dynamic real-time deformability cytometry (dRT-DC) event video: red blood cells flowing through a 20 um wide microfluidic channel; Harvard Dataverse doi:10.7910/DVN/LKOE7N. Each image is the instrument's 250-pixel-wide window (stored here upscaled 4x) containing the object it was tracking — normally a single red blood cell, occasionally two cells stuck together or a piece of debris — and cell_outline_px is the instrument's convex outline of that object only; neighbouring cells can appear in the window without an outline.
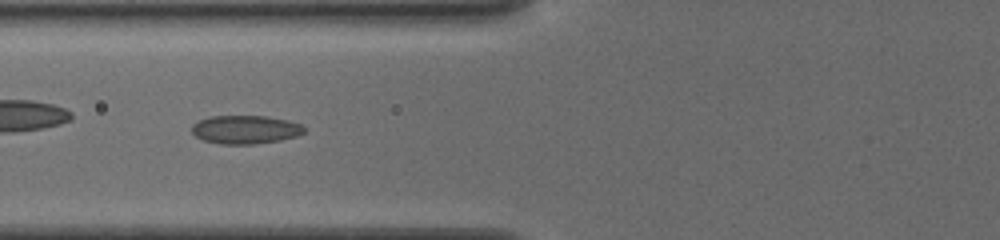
{"species": "common noctule bat (a hibernating species)", "species_latin": "Nyctalus noctula", "temperature_condition": "cold", "stored_images_in_passage": 44, "camera_frame_rate_fps": 3000, "um_per_image_px": 0.085, "animal": {"sex": "female", "body_mass_g": 19.5, "forearm_length_mm": 54.1}, "frame": {"image": 1, "passage_image": 13, "time_ms": 4.0, "image_size_px": [1000, 240], "cell_outline_px": [[304, 132], [296, 136], [280, 140], [256, 144], [220, 144], [204, 140], [196, 136], [192, 132], [192, 124], [200, 120], [212, 116], [264, 116], [288, 120], [300, 124], [304, 128]], "centroid_in_image_um": [20.85, 11.01], "position_along_channel_um": 105.0, "area_um2": 18.5}}
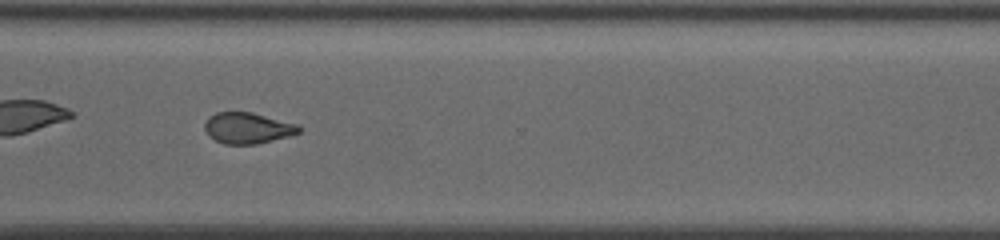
{"frame": {"image": 2, "passage_image": 32, "time_ms": 10.333, "image_size_px": [1000, 240], "cell_outline_px": [[300, 132], [288, 136], [256, 144], [224, 144], [208, 136], [204, 128], [204, 124], [216, 112], [252, 112], [300, 124]], "centroid_in_image_um": [21.07, 10.88], "position_along_channel_um": 349.5, "area_um2": 16.99}}
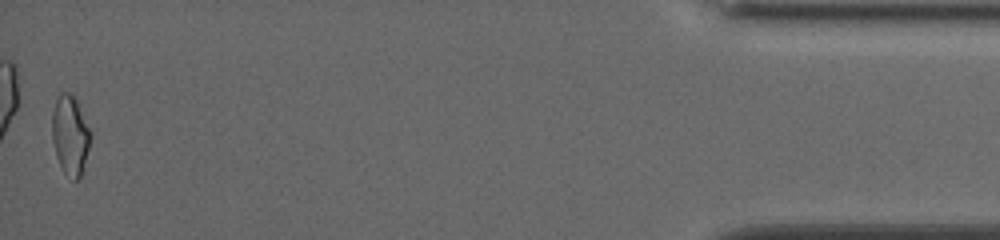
{"frame": {"image": 3, "passage_image": 44, "time_ms": 14.333, "image_size_px": [1000, 240], "cell_outline_px": [[92, 136], [80, 176], [76, 180], [72, 180], [64, 172], [56, 156], [52, 140], [52, 112], [56, 100], [60, 92], [72, 92], [76, 96], [92, 132]], "centroid_in_image_um": [5.98, 11.41], "position_along_channel_um": 429.2, "area_um2": 18.09}, "authors_computed_cell_mechanics": {"area_um2": 17.9758, "velocity_mm_per_s": 3.86, "shape_relaxation_time_tau1_ms": 4.8147, "shape_relaxation_time_tau2_ms": 2.6338, "deformation_change_tau1": 0.1035, "deformation_change_tau2": 0.0663}}